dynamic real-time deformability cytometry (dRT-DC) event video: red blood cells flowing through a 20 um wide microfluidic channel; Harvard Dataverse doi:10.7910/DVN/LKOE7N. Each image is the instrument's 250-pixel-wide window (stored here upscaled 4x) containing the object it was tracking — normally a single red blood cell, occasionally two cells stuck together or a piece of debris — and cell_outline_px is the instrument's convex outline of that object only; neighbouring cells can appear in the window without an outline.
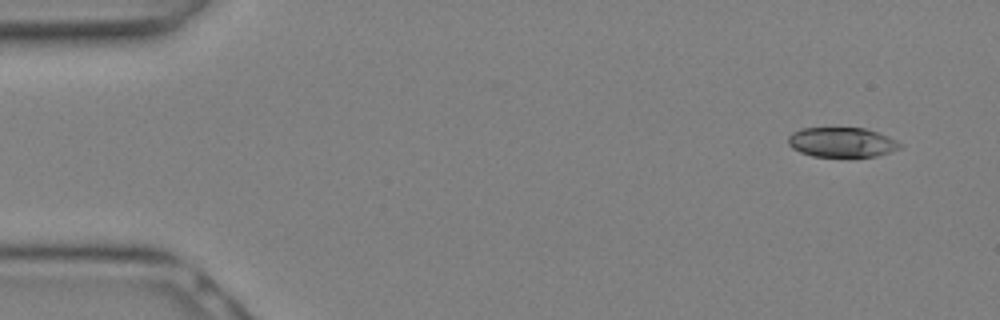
{"species": "Egyptian fruit bat (a non-hibernating species)", "species_latin": "Rousettus aegyptiacus", "temperature_condition": "warm", "stored_images_in_passage": 9, "camera_frame_rate_fps": 3000, "um_per_image_px": 0.085, "animal": {"sex": "female"}, "frame": {"image": 1, "passage_image": 1, "time_ms": 0.0, "image_size_px": [1000, 320], "cell_outline_px": [[900, 148], [876, 156], [812, 156], [800, 152], [792, 148], [788, 144], [788, 136], [792, 132], [800, 128], [864, 128], [888, 136], [896, 140], [900, 144]], "centroid_in_image_um": [71.5, 12.08], "position_along_channel_um": 13.5, "area_um2": 19.19}}
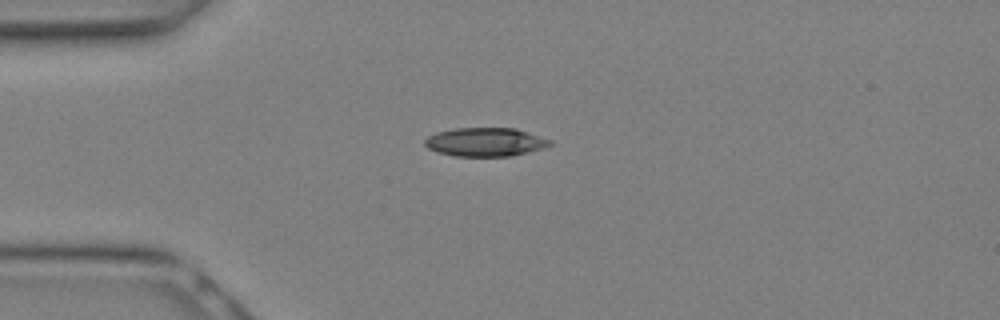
{"frame": {"image": 2, "passage_image": 6, "time_ms": 1.667, "image_size_px": [1000, 320], "cell_outline_px": [[552, 144], [544, 148], [512, 156], [456, 156], [436, 152], [428, 148], [424, 144], [424, 140], [428, 136], [436, 132], [456, 128], [516, 128], [552, 140]], "centroid_in_image_um": [41.25, 12.07], "position_along_channel_um": 43.7, "area_um2": 20.98}}
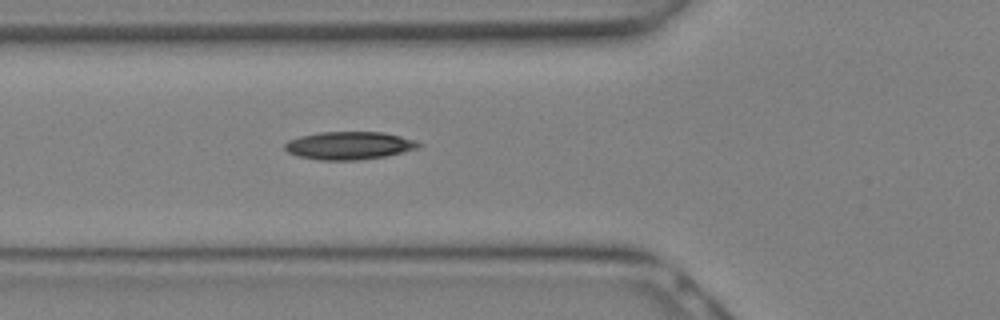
{"frame": {"image": 3, "passage_image": 9, "time_ms": 2.667, "image_size_px": [1000, 320], "cell_outline_px": [[424, 144], [420, 148], [404, 152], [384, 156], [356, 160], [320, 160], [296, 156], [288, 152], [284, 148], [284, 144], [288, 140], [300, 136], [320, 132], [380, 132], [400, 136], [416, 140]], "centroid_in_image_um": [29.69, 12.37], "position_along_channel_um": 96.1, "area_um2": 21.85}}